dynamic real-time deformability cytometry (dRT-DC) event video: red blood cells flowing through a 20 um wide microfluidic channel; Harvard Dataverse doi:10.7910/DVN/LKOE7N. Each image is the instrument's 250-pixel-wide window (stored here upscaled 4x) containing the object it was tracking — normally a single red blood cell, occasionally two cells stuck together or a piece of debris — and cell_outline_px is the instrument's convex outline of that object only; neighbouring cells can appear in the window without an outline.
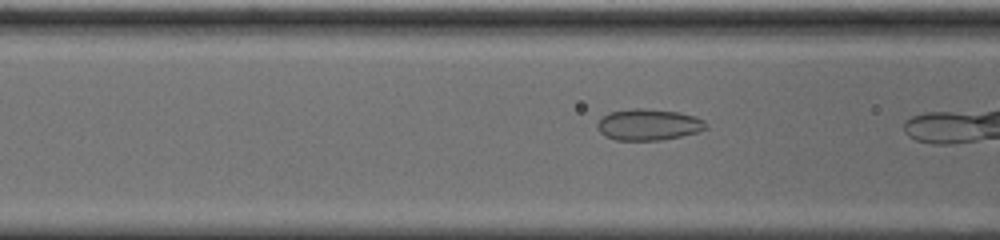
{"species": "common noctule bat (a hibernating species)", "species_latin": "Nyctalus noctula", "temperature_condition": "cold", "stored_images_in_passage": 12, "camera_frame_rate_fps": 3000, "um_per_image_px": 0.085, "animal": {"sex": "male", "body_mass_g": 20.0, "forearm_length_mm": 53.3}, "frame": {"image": 1, "passage_image": 10, "time_ms": 3.0, "image_size_px": [1000, 240], "cell_outline_px": [[708, 128], [696, 132], [680, 136], [660, 140], [616, 140], [604, 136], [596, 128], [596, 124], [600, 116], [608, 112], [632, 108], [644, 108], [680, 112], [696, 116], [704, 120], [708, 124]], "centroid_in_image_um": [55.09, 10.58], "position_along_channel_um": 111.5, "area_um2": 20.17}}